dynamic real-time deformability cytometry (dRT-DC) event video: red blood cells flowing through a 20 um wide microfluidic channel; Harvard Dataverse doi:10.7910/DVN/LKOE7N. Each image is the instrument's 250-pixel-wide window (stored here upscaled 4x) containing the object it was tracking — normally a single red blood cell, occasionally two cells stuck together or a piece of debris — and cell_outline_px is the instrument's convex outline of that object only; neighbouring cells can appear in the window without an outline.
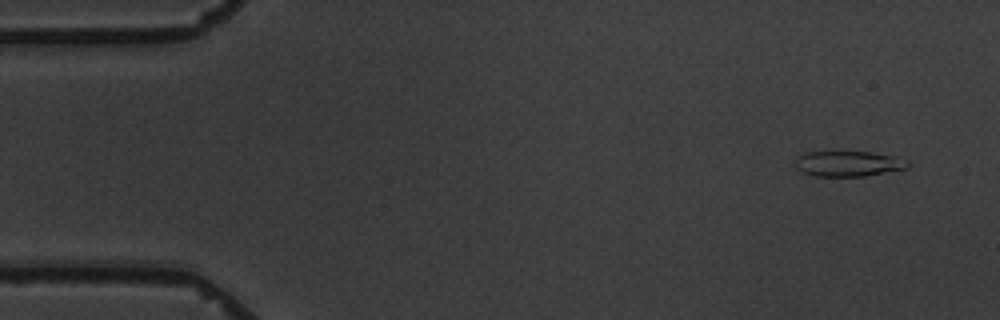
{"species": "common noctule bat (a hibernating species)", "species_latin": "Nyctalus noctula", "temperature_condition": "warm", "stored_images_in_passage": 7, "camera_frame_rate_fps": 3000, "um_per_image_px": 0.085, "animal": {"sex": "male", "body_mass_g": 19.5, "forearm_length_mm": 54.6}, "frame": {"image": 1, "passage_image": 1, "time_ms": 0.0, "image_size_px": [1000, 320], "cell_outline_px": [[908, 168], [864, 176], [816, 176], [804, 172], [796, 168], [796, 156], [804, 152], [872, 152], [896, 156], [908, 160]], "centroid_in_image_um": [72.12, 13.9], "position_along_channel_um": 12.9, "area_um2": 16.65}}
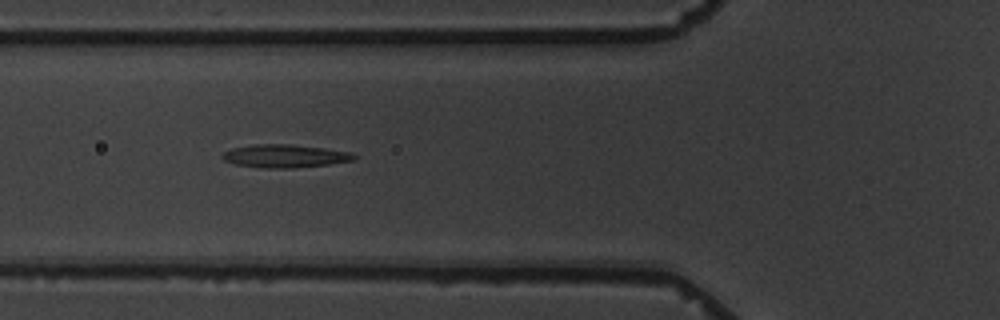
{"frame": {"image": 2, "passage_image": 6, "time_ms": 5.667, "image_size_px": [1000, 320], "cell_outline_px": [[356, 160], [328, 164], [292, 168], [264, 168], [236, 164], [224, 160], [224, 152], [232, 148], [252, 144], [292, 144], [324, 148], [348, 152], [356, 156]], "centroid_in_image_um": [24.22, 13.26], "position_along_channel_um": 101.6, "area_um2": 17.51}}
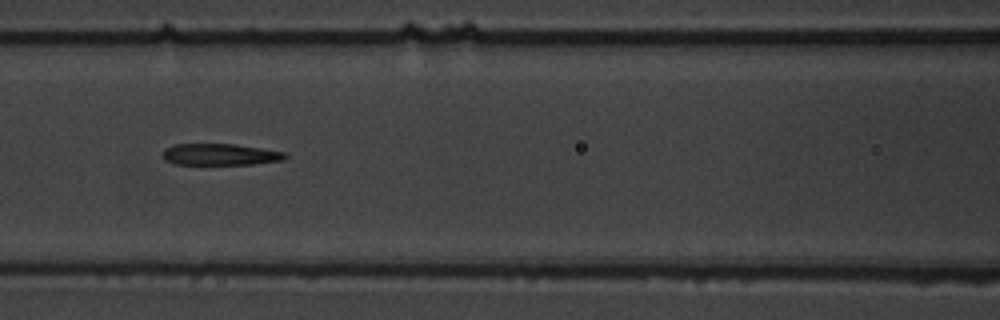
{"frame": {"image": 3, "passage_image": 7, "time_ms": 7.0, "image_size_px": [1000, 320], "cell_outline_px": [[288, 156], [284, 160], [252, 164], [172, 164], [164, 160], [164, 148], [176, 144], [236, 144], [288, 152]], "centroid_in_image_um": [18.76, 13.12], "position_along_channel_um": 147.8, "area_um2": 15.49}}